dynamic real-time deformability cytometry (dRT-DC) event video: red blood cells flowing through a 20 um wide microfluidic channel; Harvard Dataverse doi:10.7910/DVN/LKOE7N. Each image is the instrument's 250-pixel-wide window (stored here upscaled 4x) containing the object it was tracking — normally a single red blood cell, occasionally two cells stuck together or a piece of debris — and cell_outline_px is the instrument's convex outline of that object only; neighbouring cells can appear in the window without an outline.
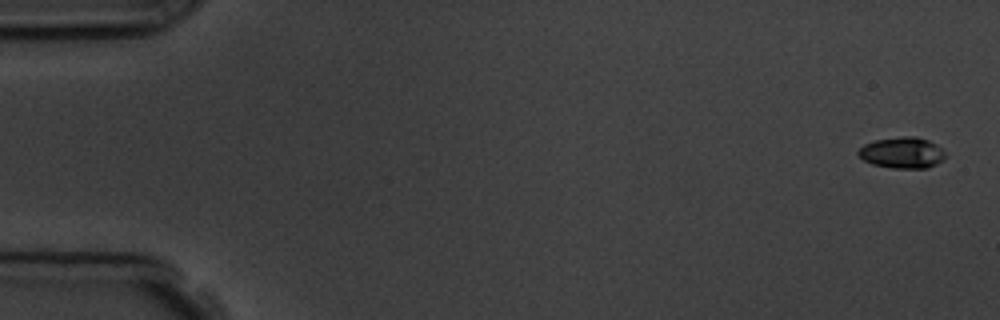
{"species": "common noctule bat (a hibernating species)", "species_latin": "Nyctalus noctula", "temperature_condition": "room temperature", "stored_images_in_passage": 7, "camera_frame_rate_fps": 3000, "um_per_image_px": 0.085, "animal": {"sex": "male", "body_mass_g": 19.5, "forearm_length_mm": 54.6}, "frame": {"image": 1, "passage_image": 1, "time_ms": 0.0, "image_size_px": [1000, 320], "cell_outline_px": [[944, 160], [928, 168], [892, 168], [872, 164], [864, 160], [856, 152], [864, 144], [876, 140], [900, 136], [916, 136], [928, 140], [936, 144], [944, 152]], "centroid_in_image_um": [76.68, 12.98], "position_along_channel_um": 8.3, "area_um2": 15.78}}
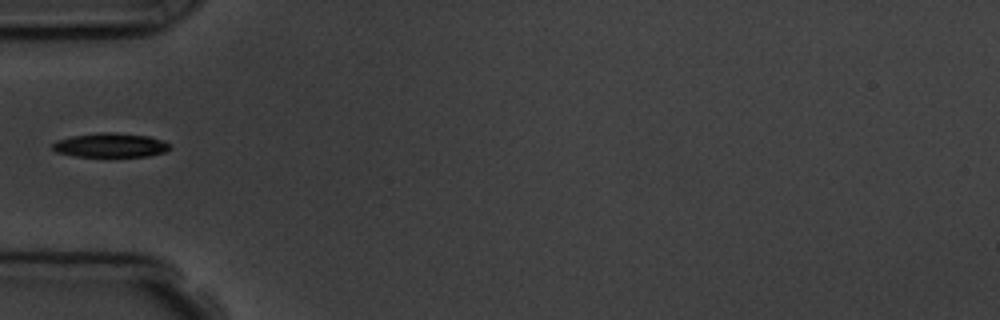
{"frame": {"image": 2, "passage_image": 6, "time_ms": 5.667, "image_size_px": [1000, 320], "cell_outline_px": [[172, 148], [164, 152], [148, 156], [76, 156], [56, 152], [52, 148], [52, 144], [56, 140], [72, 136], [96, 132], [112, 132], [148, 136], [164, 140], [172, 144]], "centroid_in_image_um": [9.42, 12.33], "position_along_channel_um": 75.6, "area_um2": 16.65}}
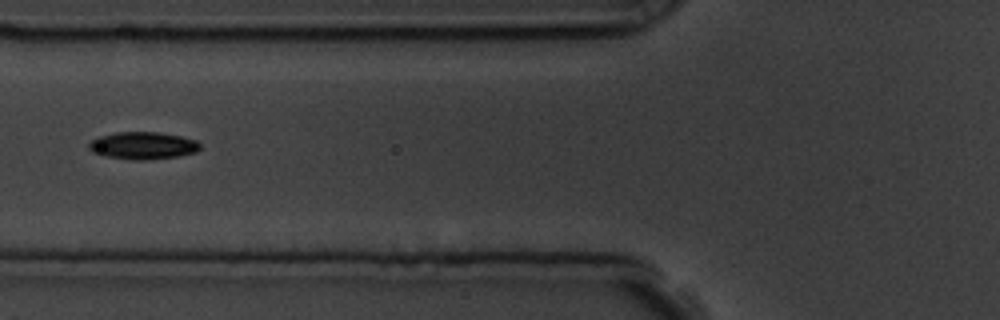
{"frame": {"image": 3, "passage_image": 7, "time_ms": 6.667, "image_size_px": [1000, 320], "cell_outline_px": [[200, 148], [196, 152], [180, 156], [144, 160], [136, 160], [104, 156], [92, 152], [88, 148], [88, 144], [96, 136], [116, 132], [160, 132], [180, 136], [196, 140], [200, 144]], "centroid_in_image_um": [12.12, 12.37], "position_along_channel_um": 113.7, "area_um2": 17.86}}